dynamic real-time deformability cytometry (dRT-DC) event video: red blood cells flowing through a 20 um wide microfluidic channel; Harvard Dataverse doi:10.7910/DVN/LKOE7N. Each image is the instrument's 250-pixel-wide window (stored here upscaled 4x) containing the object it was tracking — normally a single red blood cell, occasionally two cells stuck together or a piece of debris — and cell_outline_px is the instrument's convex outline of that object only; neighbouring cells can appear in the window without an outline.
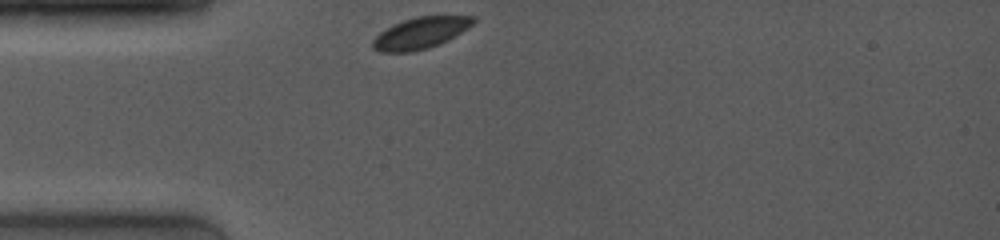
{"species": "common noctule bat (a hibernating species)", "species_latin": "Nyctalus noctula", "temperature_condition": "room temperature", "stored_images_in_passage": 36, "camera_frame_rate_fps": 4000, "um_per_image_px": 0.085, "animal": {"sex": "female", "body_mass_g": 19.0, "forearm_length_mm": 53.3}, "frame": {"image": 1, "passage_image": 1, "time_ms": 0.0, "image_size_px": [1000, 240], "cell_outline_px": [[476, 20], [468, 28], [448, 40], [440, 44], [428, 48], [412, 52], [380, 52], [372, 48], [372, 40], [380, 32], [392, 24], [416, 16], [476, 16]], "centroid_in_image_um": [35.73, 2.81], "position_along_channel_um": 49.3, "area_um2": 18.5}}
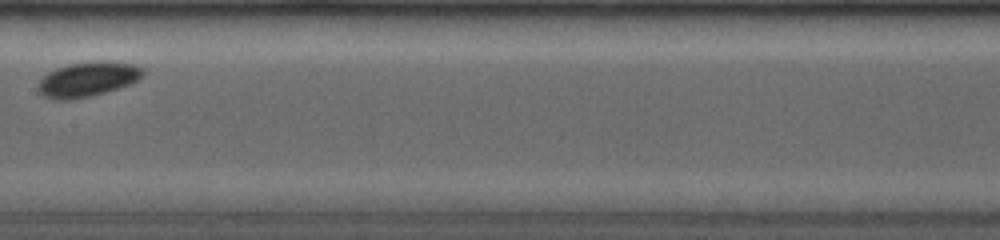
{"frame": {"image": 2, "passage_image": 18, "time_ms": 4.25, "image_size_px": [1000, 240], "cell_outline_px": [[144, 72], [136, 80], [128, 84], [104, 92], [88, 96], [68, 100], [56, 100], [44, 96], [40, 92], [36, 84], [48, 72], [56, 68], [68, 64], [92, 60], [112, 60], [136, 64], [144, 68]], "centroid_in_image_um": [7.44, 6.7], "position_along_channel_um": 200.0, "area_um2": 21.33}}
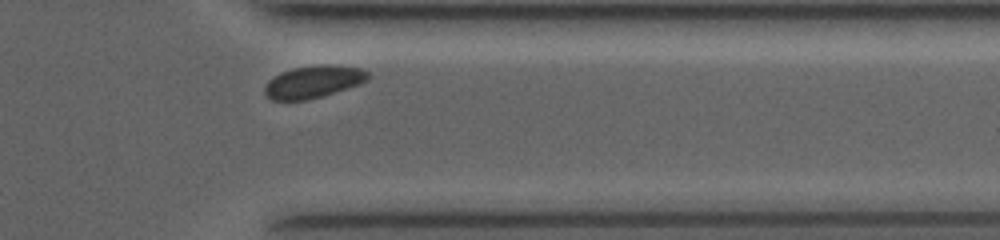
{"frame": {"image": 3, "passage_image": 34, "time_ms": 9.0, "image_size_px": [1000, 240], "cell_outline_px": [[372, 76], [368, 80], [360, 84], [324, 96], [304, 100], [272, 100], [264, 92], [264, 88], [268, 80], [272, 76], [280, 72], [292, 68], [320, 64], [332, 64], [360, 68], [368, 72]], "centroid_in_image_um": [26.65, 6.94], "position_along_channel_um": 384.7, "area_um2": 19.77}, "authors_computed_cell_mechanics": {"area_um2": 20.0566, "velocity_mm_per_s": 3.8534, "shape_relaxation_time_tau1_ms": 0.5633, "shape_relaxation_time_tau2_ms": null, "deformation_change_tau1": 0.0378, "deformation_change_tau2": null}}